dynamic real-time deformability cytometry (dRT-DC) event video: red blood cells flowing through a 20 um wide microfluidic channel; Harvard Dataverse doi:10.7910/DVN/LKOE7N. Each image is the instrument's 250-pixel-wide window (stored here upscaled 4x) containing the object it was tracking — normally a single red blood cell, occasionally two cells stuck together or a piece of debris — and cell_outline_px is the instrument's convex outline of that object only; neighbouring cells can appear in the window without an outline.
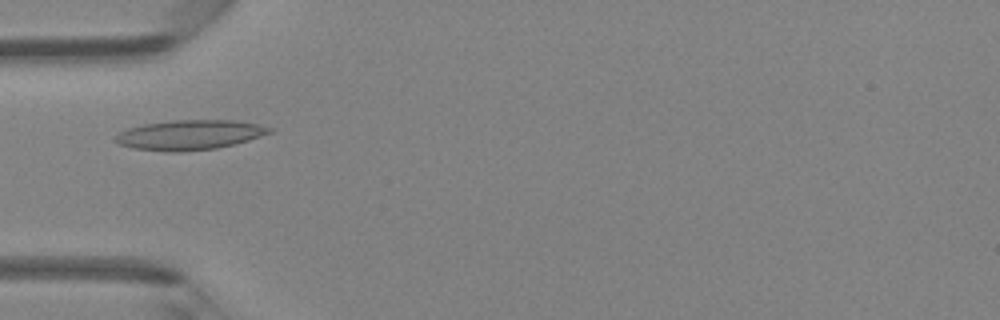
{"species": "Egyptian fruit bat (a non-hibernating species)", "species_latin": "Rousettus aegyptiacus", "temperature_condition": "room temperature", "stored_images_in_passage": 4, "camera_frame_rate_fps": 3000, "um_per_image_px": 0.085, "animal": {"sex": "female"}, "frame": {"image": 1, "passage_image": 4, "time_ms": 1.0, "image_size_px": [1000, 320], "cell_outline_px": [[272, 132], [236, 144], [216, 148], [180, 152], [168, 152], [132, 148], [120, 144], [116, 140], [116, 136], [120, 132], [128, 128], [144, 124], [172, 120], [236, 120], [256, 124], [272, 128]], "centroid_in_image_um": [16.12, 11.47], "position_along_channel_um": 68.9, "area_um2": 26.65}}